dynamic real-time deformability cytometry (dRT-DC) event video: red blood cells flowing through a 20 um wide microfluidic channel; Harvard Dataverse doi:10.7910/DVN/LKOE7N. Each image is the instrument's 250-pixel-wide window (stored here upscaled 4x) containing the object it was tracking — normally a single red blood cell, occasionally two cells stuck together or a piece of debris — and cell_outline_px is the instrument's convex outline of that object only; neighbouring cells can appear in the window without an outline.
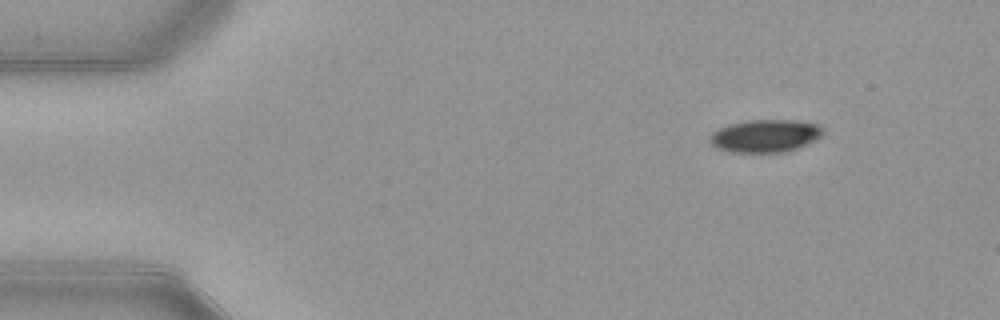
{"species": "common noctule bat (a hibernating species)", "species_latin": "Nyctalus noctula", "temperature_condition": "warm", "stored_images_in_passage": 7, "camera_frame_rate_fps": 3000, "um_per_image_px": 0.085, "animal": {"sex": "female", "body_mass_g": 21.9}, "frame": {"image": 1, "passage_image": 1, "time_ms": 0.0, "image_size_px": [1000, 320], "cell_outline_px": [[824, 132], [820, 136], [796, 148], [784, 152], [728, 152], [716, 148], [708, 140], [712, 132], [728, 124], [748, 120], [792, 120], [816, 124]], "centroid_in_image_um": [64.96, 11.55], "position_along_channel_um": 20.0, "area_um2": 21.27}}